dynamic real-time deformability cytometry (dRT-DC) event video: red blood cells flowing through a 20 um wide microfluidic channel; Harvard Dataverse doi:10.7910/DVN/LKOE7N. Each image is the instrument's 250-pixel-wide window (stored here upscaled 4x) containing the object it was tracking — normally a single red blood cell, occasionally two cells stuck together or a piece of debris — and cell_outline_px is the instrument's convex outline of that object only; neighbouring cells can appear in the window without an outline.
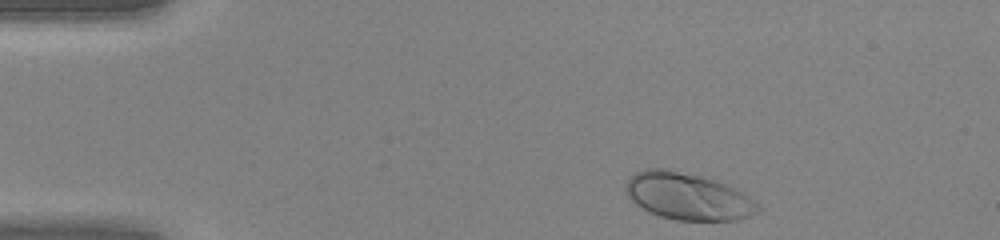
{"species": "human", "species_latin": "Homo sapiens", "temperature_condition": "warm", "stored_images_in_passage": 38, "camera_frame_rate_fps": 3000, "um_per_image_px": 0.085, "donor": {"sex": "female"}, "frame": {"image": 1, "passage_image": 1, "time_ms": 0.0, "image_size_px": [1000, 240], "cell_outline_px": [[760, 208], [756, 212], [748, 216], [736, 220], [676, 220], [660, 216], [636, 204], [628, 196], [628, 180], [636, 172], [648, 168], [668, 168], [700, 176], [724, 184], [756, 200]], "centroid_in_image_um": [58.48, 16.69], "position_along_channel_um": 26.5, "area_um2": 35.43}}
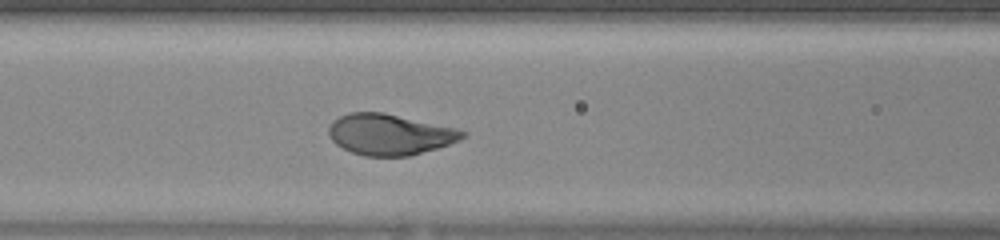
{"frame": {"image": 2, "passage_image": 13, "time_ms": 4.0, "image_size_px": [1000, 240], "cell_outline_px": [[468, 136], [460, 140], [436, 148], [408, 156], [364, 156], [352, 152], [336, 144], [328, 136], [328, 128], [332, 120], [348, 112], [384, 112], [456, 128], [468, 132]], "centroid_in_image_um": [33.12, 11.41], "position_along_channel_um": 133.5, "area_um2": 32.02}}
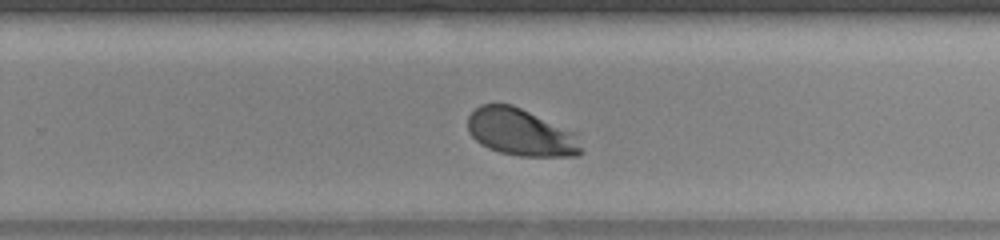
{"frame": {"image": 3, "passage_image": 23, "time_ms": 7.333, "image_size_px": [1000, 240], "cell_outline_px": [[584, 152], [580, 156], [520, 156], [500, 152], [488, 148], [480, 144], [468, 132], [468, 116], [480, 104], [512, 104], [576, 132]], "centroid_in_image_um": [44.3, 11.25], "position_along_channel_um": 285.5, "area_um2": 31.39}}